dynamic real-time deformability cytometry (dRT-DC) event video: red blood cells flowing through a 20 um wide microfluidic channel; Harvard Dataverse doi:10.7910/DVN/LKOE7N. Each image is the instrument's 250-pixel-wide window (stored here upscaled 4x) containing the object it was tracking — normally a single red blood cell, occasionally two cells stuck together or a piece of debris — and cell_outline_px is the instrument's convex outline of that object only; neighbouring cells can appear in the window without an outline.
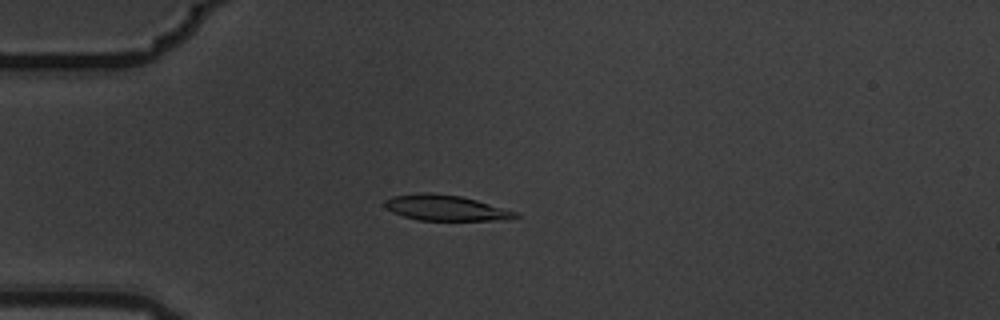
{"species": "common noctule bat (a hibernating species)", "species_latin": "Nyctalus noctula", "temperature_condition": "warm", "stored_images_in_passage": 3, "camera_frame_rate_fps": 3000, "um_per_image_px": 0.085, "animal": {"sex": "male", "body_mass_g": 19.5, "forearm_length_mm": 54.6}, "frame": {"image": 1, "passage_image": 1, "time_ms": 0.0, "image_size_px": [1000, 320], "cell_outline_px": [[520, 216], [512, 220], [416, 220], [392, 212], [384, 204], [384, 200], [392, 196], [420, 192], [428, 192], [460, 196], [476, 200], [516, 212]], "centroid_in_image_um": [37.87, 17.67], "position_along_channel_um": 47.1, "area_um2": 19.42}}
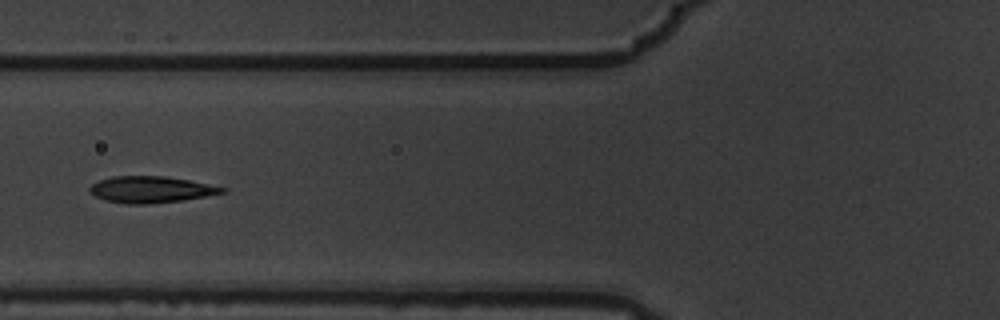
{"frame": {"image": 2, "passage_image": 3, "time_ms": 0.667, "image_size_px": [1000, 320], "cell_outline_px": [[228, 192], [184, 200], [148, 204], [128, 204], [104, 200], [88, 192], [88, 188], [92, 184], [100, 180], [112, 176], [164, 176], [188, 180], [228, 188]], "centroid_in_image_um": [12.83, 16.11], "position_along_channel_um": 113.0, "area_um2": 20.52}}